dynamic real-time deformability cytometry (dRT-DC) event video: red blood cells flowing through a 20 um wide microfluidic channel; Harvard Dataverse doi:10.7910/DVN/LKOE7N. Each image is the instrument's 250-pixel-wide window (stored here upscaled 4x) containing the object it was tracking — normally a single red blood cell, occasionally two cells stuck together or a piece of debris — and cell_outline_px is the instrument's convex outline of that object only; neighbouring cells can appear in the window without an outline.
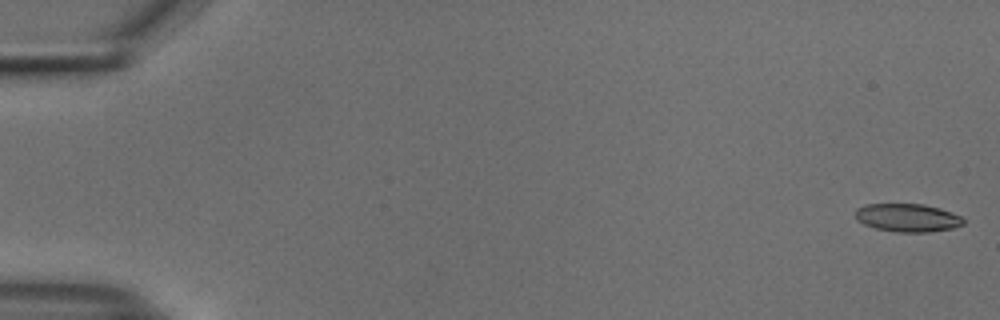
{"species": "common noctule bat (a hibernating species)", "species_latin": "Nyctalus noctula", "temperature_condition": "cold", "stored_images_in_passage": 19, "camera_frame_rate_fps": 3000, "um_per_image_px": 0.085, "animal": {"sex": "male", "body_mass_g": 18.8}, "frame": {"image": 1, "passage_image": 1, "time_ms": 0.0, "image_size_px": [1000, 320], "cell_outline_px": [[964, 224], [952, 228], [928, 232], [896, 232], [876, 228], [864, 224], [856, 220], [856, 208], [864, 204], [924, 204], [940, 208], [952, 212], [960, 216], [964, 220]], "centroid_in_image_um": [77.13, 18.5], "position_along_channel_um": 7.9, "area_um2": 17.74}}
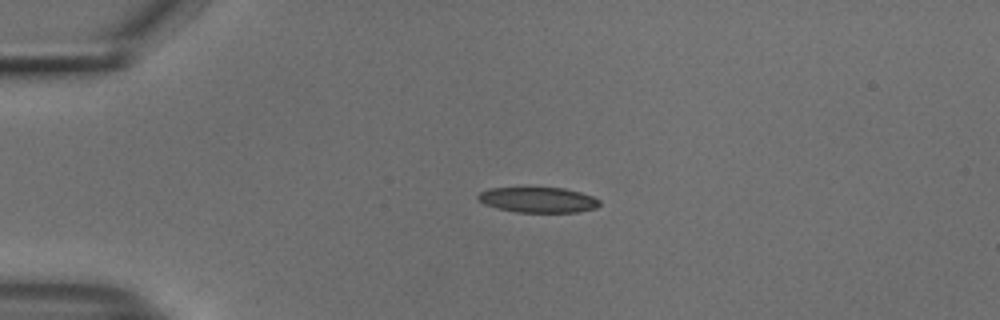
{"frame": {"image": 2, "passage_image": 13, "time_ms": 4.0, "image_size_px": [1000, 320], "cell_outline_px": [[600, 204], [596, 208], [576, 212], [516, 212], [496, 208], [484, 204], [476, 196], [480, 192], [488, 188], [524, 184], [564, 188], [580, 192], [592, 196], [600, 200]], "centroid_in_image_um": [45.67, 16.92], "position_along_channel_um": 39.3, "area_um2": 19.02}}